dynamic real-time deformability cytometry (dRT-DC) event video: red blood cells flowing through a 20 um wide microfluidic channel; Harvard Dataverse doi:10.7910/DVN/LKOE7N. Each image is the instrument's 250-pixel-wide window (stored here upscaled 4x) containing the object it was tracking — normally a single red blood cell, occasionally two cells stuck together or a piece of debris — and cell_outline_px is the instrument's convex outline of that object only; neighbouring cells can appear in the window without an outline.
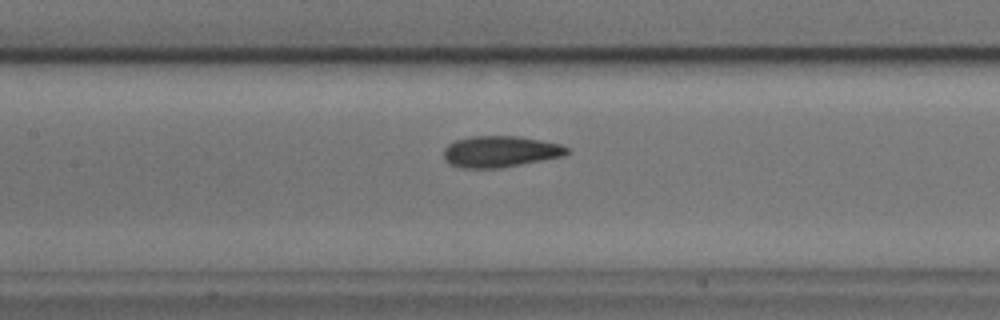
{"species": "common noctule bat (a hibernating species)", "species_latin": "Nyctalus noctula", "temperature_condition": "cold", "stored_images_in_passage": 40, "camera_frame_rate_fps": 3000, "um_per_image_px": 0.085, "animal": {"sex": "male", "body_mass_g": 17.9, "forearm_length_mm": 54.2}, "frame": {"image": 1, "passage_image": 17, "time_ms": 5.333, "image_size_px": [1000, 320], "cell_outline_px": [[568, 152], [564, 156], [500, 168], [460, 168], [448, 164], [444, 160], [444, 148], [448, 144], [456, 140], [472, 136], [516, 136], [540, 140], [560, 144], [568, 148]], "centroid_in_image_um": [42.48, 12.89], "position_along_channel_um": 164.9, "area_um2": 22.48}}
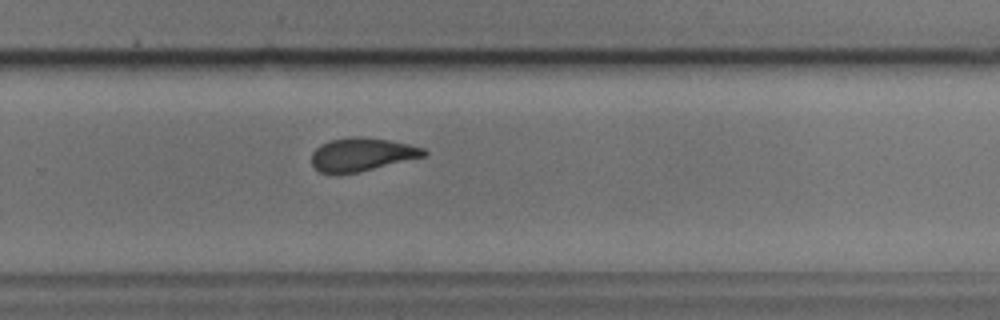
{"frame": {"image": 2, "passage_image": 28, "time_ms": 9.0, "image_size_px": [1000, 320], "cell_outline_px": [[428, 152], [424, 156], [360, 172], [336, 176], [320, 172], [312, 164], [312, 152], [320, 144], [332, 140], [352, 136], [360, 136], [388, 140], [408, 144], [424, 148]], "centroid_in_image_um": [30.71, 13.15], "position_along_channel_um": 299.1, "area_um2": 21.96}}
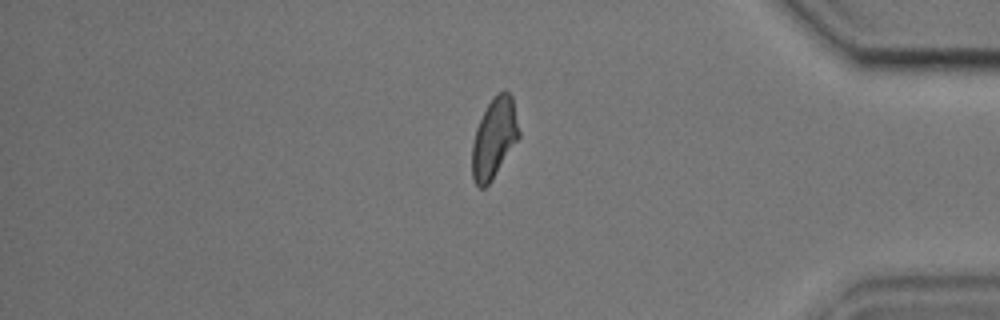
{"frame": {"image": 3, "passage_image": 38, "time_ms": 12.333, "image_size_px": [1000, 320], "cell_outline_px": [[520, 136], [492, 180], [484, 188], [480, 188], [472, 180], [472, 144], [476, 128], [488, 104], [504, 88], [512, 96], [520, 132]], "centroid_in_image_um": [42.0, 11.76], "position_along_channel_um": 393.2, "area_um2": 21.68}}